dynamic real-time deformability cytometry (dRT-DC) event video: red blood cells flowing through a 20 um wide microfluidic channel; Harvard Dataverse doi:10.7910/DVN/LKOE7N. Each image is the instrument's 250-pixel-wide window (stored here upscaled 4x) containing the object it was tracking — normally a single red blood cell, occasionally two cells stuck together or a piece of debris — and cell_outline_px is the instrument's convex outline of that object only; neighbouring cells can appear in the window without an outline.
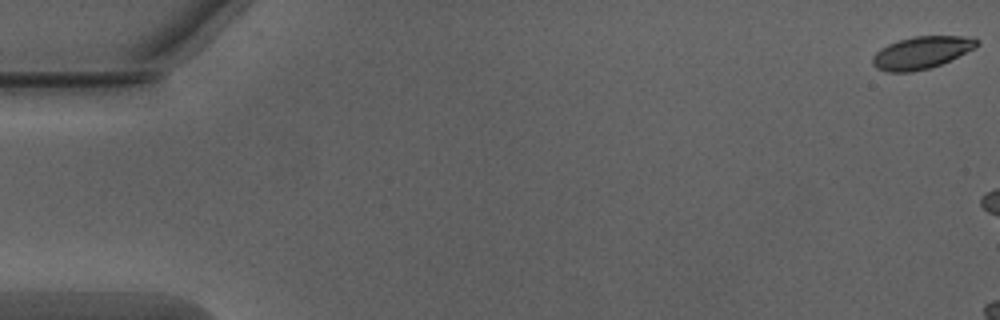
{"species": "Egyptian fruit bat (a non-hibernating species)", "species_latin": "Rousettus aegyptiacus", "temperature_condition": "warm", "stored_images_in_passage": 7, "camera_frame_rate_fps": 3000, "um_per_image_px": 0.085, "animal": {"sex": "male"}, "frame": {"image": 1, "passage_image": 1, "time_ms": 0.0, "image_size_px": [1000, 320], "cell_outline_px": [[980, 44], [976, 48], [940, 64], [928, 68], [908, 72], [888, 72], [876, 68], [872, 64], [872, 56], [880, 48], [888, 44], [912, 36], [964, 36], [980, 40]], "centroid_in_image_um": [78.32, 4.46], "position_along_channel_um": 6.7, "area_um2": 19.59}}